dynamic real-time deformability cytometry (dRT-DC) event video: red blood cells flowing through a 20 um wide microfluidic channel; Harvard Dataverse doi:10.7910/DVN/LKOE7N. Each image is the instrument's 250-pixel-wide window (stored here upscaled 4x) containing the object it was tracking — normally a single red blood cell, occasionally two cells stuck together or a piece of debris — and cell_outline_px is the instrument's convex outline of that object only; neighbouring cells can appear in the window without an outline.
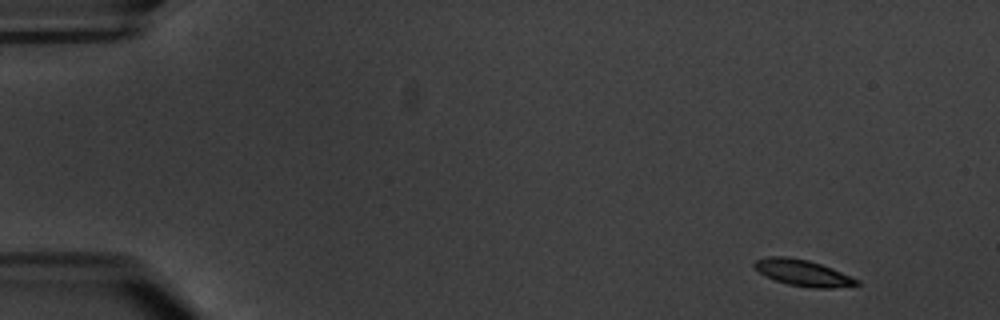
{"species": "common noctule bat (a hibernating species)", "species_latin": "Nyctalus noctula", "temperature_condition": "warm", "stored_images_in_passage": 4, "camera_frame_rate_fps": 3000, "um_per_image_px": 0.085, "animal": {"sex": "male", "body_mass_g": 20.1, "forearm_length_mm": 53.5}, "frame": {"image": 1, "passage_image": 1, "time_ms": 0.0, "image_size_px": [1000, 320], "cell_outline_px": [[860, 284], [832, 288], [812, 288], [788, 284], [776, 280], [760, 272], [752, 264], [756, 260], [768, 256], [788, 256], [808, 260], [832, 268], [860, 280]], "centroid_in_image_um": [68.26, 23.18], "position_along_channel_um": 16.7, "area_um2": 15.49}}
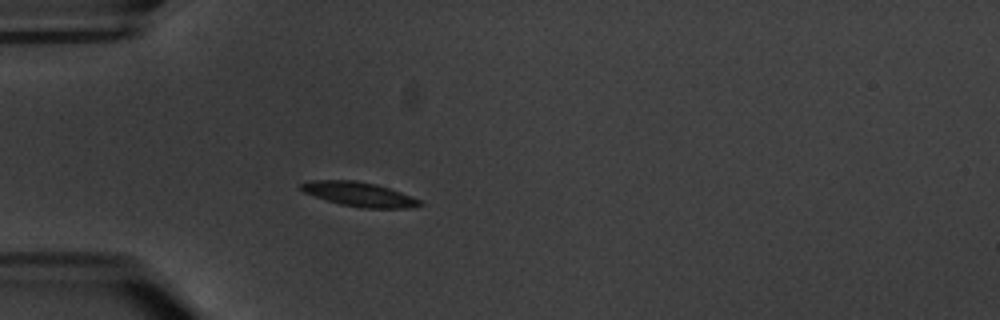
{"frame": {"image": 2, "passage_image": 4, "time_ms": 4.333, "image_size_px": [1000, 320], "cell_outline_px": [[424, 204], [408, 208], [360, 208], [340, 204], [304, 192], [300, 188], [300, 184], [312, 180], [356, 180], [376, 184], [400, 192], [420, 200]], "centroid_in_image_um": [30.54, 16.51], "position_along_channel_um": 54.5, "area_um2": 16.65}}